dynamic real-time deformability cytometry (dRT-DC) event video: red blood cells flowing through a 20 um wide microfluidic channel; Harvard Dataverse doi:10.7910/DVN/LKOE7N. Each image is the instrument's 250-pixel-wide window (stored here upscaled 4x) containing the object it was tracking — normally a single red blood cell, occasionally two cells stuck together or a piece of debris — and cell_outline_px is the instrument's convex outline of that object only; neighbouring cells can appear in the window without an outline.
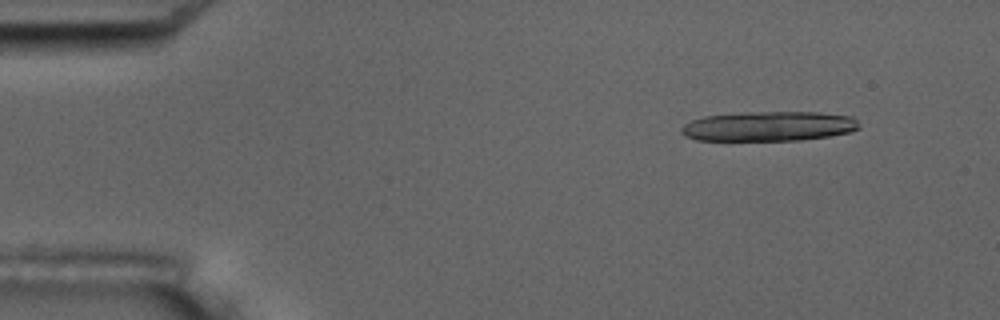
{"species": "common noctule bat (a hibernating species)", "species_latin": "Nyctalus noctula", "temperature_condition": "room temperature", "stored_images_in_passage": 6, "camera_frame_rate_fps": 3000, "um_per_image_px": 0.085, "animal": {"sex": "male", "body_mass_g": 17.5, "forearm_length_mm": 52.3}, "frame": {"image": 1, "passage_image": 2, "time_ms": 1.333, "image_size_px": [1000, 320], "cell_outline_px": [[860, 128], [852, 132], [828, 136], [800, 140], [696, 140], [684, 136], [680, 132], [680, 128], [684, 124], [692, 120], [704, 116], [748, 112], [820, 112], [852, 116], [856, 120]], "centroid_in_image_um": [65.34, 10.73], "position_along_channel_um": 19.7, "area_um2": 30.92}}
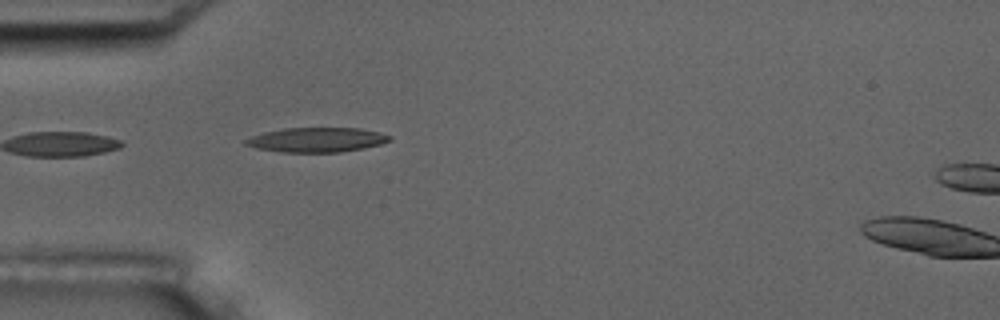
{"frame": {"image": 2, "passage_image": 5, "time_ms": 5.0, "image_size_px": [1000, 320], "cell_outline_px": [[392, 140], [380, 144], [364, 148], [340, 152], [280, 152], [256, 148], [244, 144], [244, 140], [252, 136], [264, 132], [284, 128], [360, 128], [380, 132], [392, 136]], "centroid_in_image_um": [26.94, 11.88], "position_along_channel_um": 58.1, "area_um2": 20.69}}